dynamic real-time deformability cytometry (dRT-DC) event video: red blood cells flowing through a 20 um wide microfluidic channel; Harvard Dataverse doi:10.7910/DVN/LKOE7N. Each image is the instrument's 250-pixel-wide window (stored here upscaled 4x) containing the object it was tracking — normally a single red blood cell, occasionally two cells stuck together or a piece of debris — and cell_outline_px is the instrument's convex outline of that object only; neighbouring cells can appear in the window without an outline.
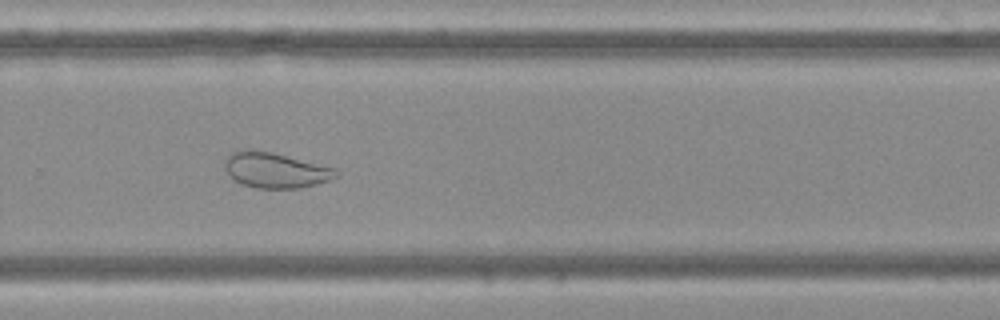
{"species": "Egyptian fruit bat (a non-hibernating species)", "species_latin": "Rousettus aegyptiacus", "temperature_condition": "cold", "stored_images_in_passage": 49, "camera_frame_rate_fps": 3000, "um_per_image_px": 0.085, "frame": {"image": 1, "passage_image": 33, "time_ms": 10.667, "image_size_px": [1000, 320], "cell_outline_px": [[340, 172], [332, 180], [300, 188], [256, 188], [244, 184], [236, 180], [224, 168], [224, 164], [228, 156], [236, 148], [272, 152], [336, 168]], "centroid_in_image_um": [23.44, 14.45], "position_along_channel_um": 306.4, "area_um2": 22.89}}
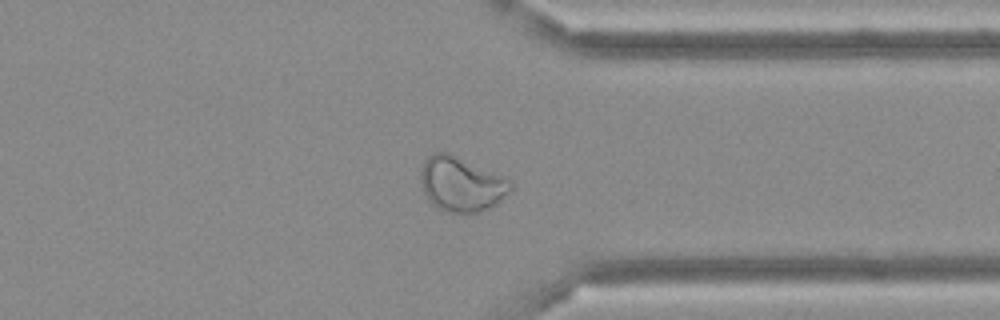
{"frame": {"image": 2, "passage_image": 38, "time_ms": 12.333, "image_size_px": [1000, 320], "cell_outline_px": [[512, 188], [496, 204], [480, 212], [448, 212], [432, 204], [424, 192], [420, 180], [420, 168], [424, 160], [432, 152], [448, 152], [508, 176], [512, 184]], "centroid_in_image_um": [39.22, 15.61], "position_along_channel_um": 372.2, "area_um2": 28.96}}
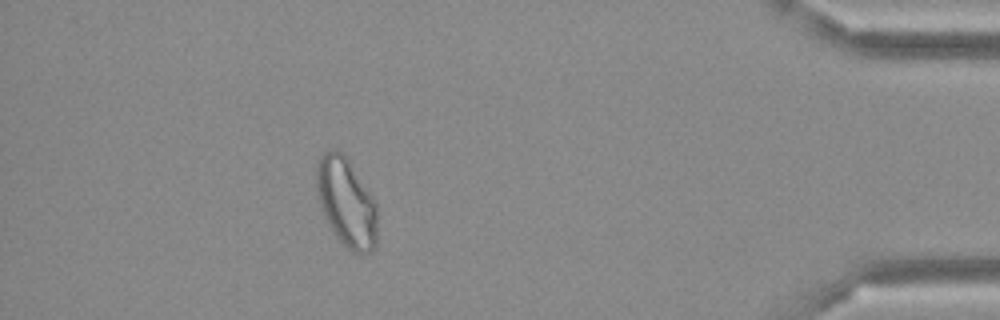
{"frame": {"image": 3, "passage_image": 44, "time_ms": 14.333, "image_size_px": [1000, 320], "cell_outline_px": [[376, 244], [368, 252], [360, 256], [352, 252], [336, 236], [328, 224], [320, 208], [316, 188], [316, 160], [328, 148], [332, 148], [340, 152], [348, 160], [376, 200]], "centroid_in_image_um": [29.42, 17.19], "position_along_channel_um": 405.8, "area_um2": 31.67}}